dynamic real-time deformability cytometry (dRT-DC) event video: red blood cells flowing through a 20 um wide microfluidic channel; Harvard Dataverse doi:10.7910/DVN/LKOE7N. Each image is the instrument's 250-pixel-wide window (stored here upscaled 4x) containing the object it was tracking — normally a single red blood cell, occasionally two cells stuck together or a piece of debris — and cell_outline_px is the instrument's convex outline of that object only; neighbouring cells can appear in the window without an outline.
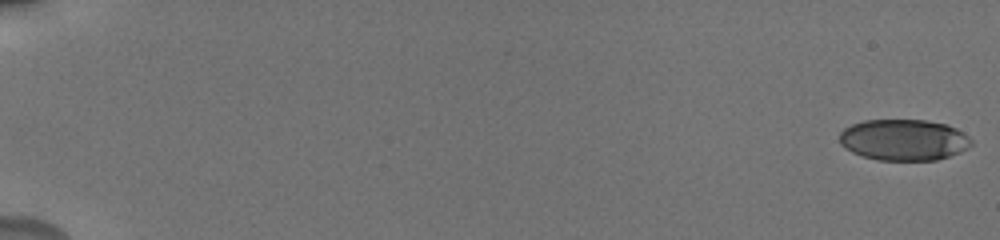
{"species": "human", "species_latin": "Homo sapiens", "temperature_condition": "cold", "stored_images_in_passage": 44, "camera_frame_rate_fps": 3000, "um_per_image_px": 0.085, "donor": {"sex": "male"}, "frame": {"image": 1, "passage_image": 1, "time_ms": 0.0, "image_size_px": [1000, 240], "cell_outline_px": [[972, 144], [968, 148], [960, 152], [936, 160], [876, 160], [852, 152], [844, 148], [840, 144], [840, 132], [844, 128], [852, 124], [864, 120], [924, 120], [948, 124], [956, 128], [968, 136], [972, 140]], "centroid_in_image_um": [76.82, 11.88], "position_along_channel_um": 8.2, "area_um2": 31.73}}
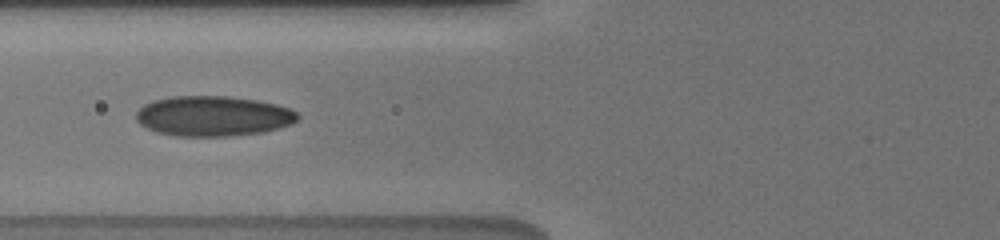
{"frame": {"image": 2, "passage_image": 16, "time_ms": 8.0, "image_size_px": [1000, 240], "cell_outline_px": [[300, 116], [292, 124], [280, 128], [264, 132], [232, 136], [176, 136], [156, 132], [140, 124], [136, 120], [136, 112], [144, 104], [152, 100], [172, 96], [228, 96], [256, 100], [276, 104], [288, 108], [296, 112]], "centroid_in_image_um": [18.11, 9.87], "position_along_channel_um": 107.7, "area_um2": 38.03}}
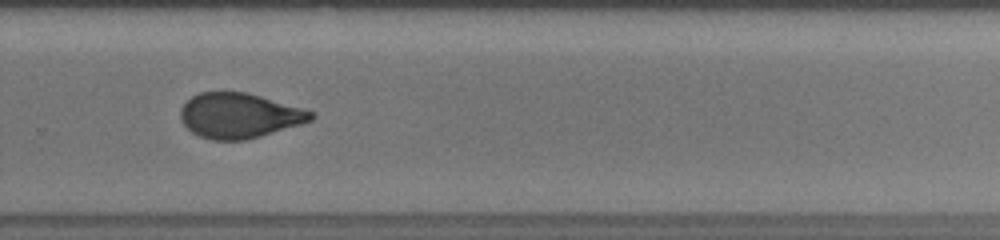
{"frame": {"image": 3, "passage_image": 28, "time_ms": 13.333, "image_size_px": [1000, 240], "cell_outline_px": [[316, 116], [312, 120], [300, 124], [260, 136], [244, 140], [212, 140], [200, 136], [192, 132], [180, 120], [180, 108], [192, 96], [200, 92], [244, 92], [260, 96], [316, 112]], "centroid_in_image_um": [20.33, 9.82], "position_along_channel_um": 309.5, "area_um2": 34.04}, "authors_computed_cell_mechanics": {"area_um2": 34.1887, "velocity_mm_per_s": 3.7943, "shape_relaxation_time_tau1_ms": 5.8419, "shape_relaxation_time_tau2_ms": 1.3506, "deformation_change_tau1": 0.1707, "deformation_change_tau2": 0.0723}}